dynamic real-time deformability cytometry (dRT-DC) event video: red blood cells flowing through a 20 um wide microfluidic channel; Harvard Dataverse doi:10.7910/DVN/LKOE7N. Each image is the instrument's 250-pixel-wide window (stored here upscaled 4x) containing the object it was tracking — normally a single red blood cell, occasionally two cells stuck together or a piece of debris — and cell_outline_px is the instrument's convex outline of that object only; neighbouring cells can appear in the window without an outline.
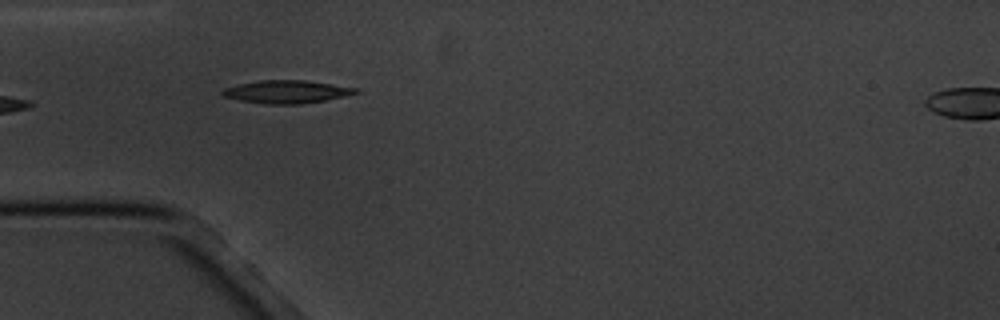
{"species": "common noctule bat (a hibernating species)", "species_latin": "Nyctalus noctula", "temperature_condition": "cold", "stored_images_in_passage": 6, "camera_frame_rate_fps": 3000, "um_per_image_px": 0.085, "animal": {"sex": "male", "body_mass_g": 20.1, "forearm_length_mm": 53.5}, "frame": {"image": 1, "passage_image": 5, "time_ms": 5.667, "image_size_px": [1000, 320], "cell_outline_px": [[360, 92], [344, 96], [324, 100], [300, 104], [268, 104], [240, 100], [224, 96], [220, 92], [224, 88], [240, 84], [260, 80], [304, 80], [360, 88]], "centroid_in_image_um": [24.39, 7.79], "position_along_channel_um": 60.6, "area_um2": 17.63}}
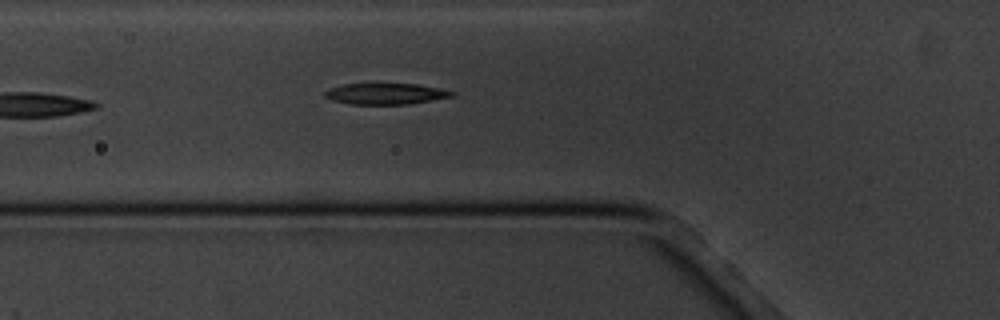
{"frame": {"image": 2, "passage_image": 6, "time_ms": 6.667, "image_size_px": [1000, 320], "cell_outline_px": [[456, 96], [408, 104], [348, 104], [332, 100], [324, 96], [324, 92], [328, 88], [344, 84], [416, 84], [440, 88], [456, 92]], "centroid_in_image_um": [32.79, 7.97], "position_along_channel_um": 93.0, "area_um2": 15.66}}